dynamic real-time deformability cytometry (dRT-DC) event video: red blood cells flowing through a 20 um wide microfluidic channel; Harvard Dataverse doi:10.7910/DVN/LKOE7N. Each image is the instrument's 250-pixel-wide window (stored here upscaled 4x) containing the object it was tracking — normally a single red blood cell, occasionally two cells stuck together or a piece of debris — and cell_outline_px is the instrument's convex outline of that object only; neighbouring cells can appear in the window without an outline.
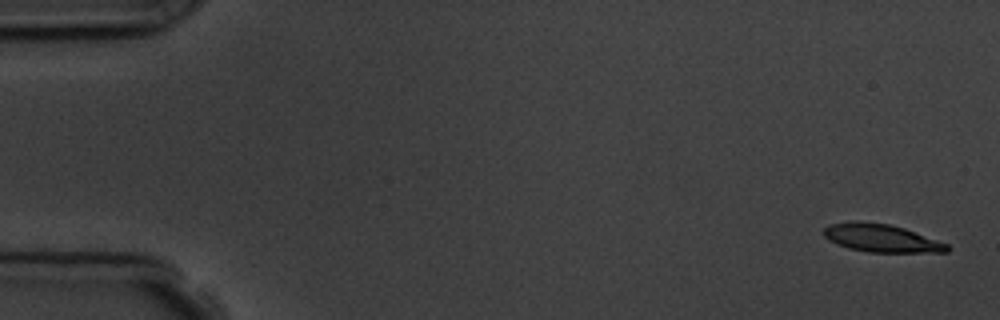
{"species": "common noctule bat (a hibernating species)", "species_latin": "Nyctalus noctula", "temperature_condition": "room temperature", "stored_images_in_passage": 6, "camera_frame_rate_fps": 3000, "um_per_image_px": 0.085, "animal": {"sex": "male", "body_mass_g": 19.5, "forearm_length_mm": 54.6}, "frame": {"image": 1, "passage_image": 1, "time_ms": 0.0, "image_size_px": [1000, 320], "cell_outline_px": [[952, 248], [948, 252], [868, 252], [848, 248], [836, 244], [828, 240], [824, 236], [824, 228], [828, 224], [852, 220], [856, 220], [888, 224], [904, 228], [948, 244]], "centroid_in_image_um": [74.88, 20.23], "position_along_channel_um": 10.1, "area_um2": 20.23}}